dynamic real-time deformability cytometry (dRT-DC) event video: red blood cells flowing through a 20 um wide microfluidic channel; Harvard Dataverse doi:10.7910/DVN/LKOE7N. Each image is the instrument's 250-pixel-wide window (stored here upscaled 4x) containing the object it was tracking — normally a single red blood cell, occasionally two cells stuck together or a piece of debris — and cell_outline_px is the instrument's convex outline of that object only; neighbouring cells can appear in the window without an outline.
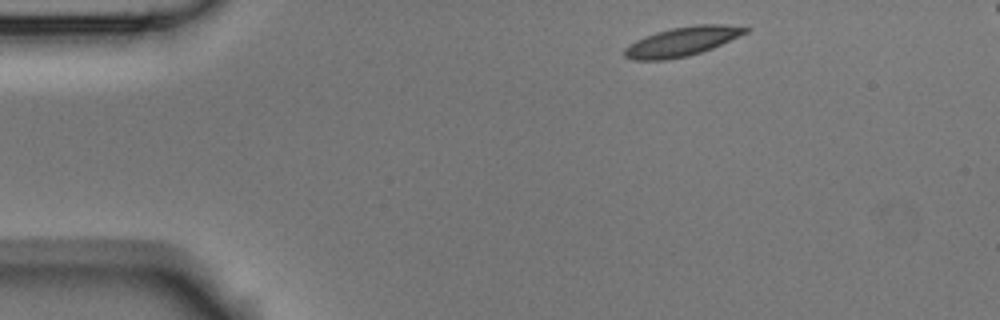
{"species": "Egyptian fruit bat (a non-hibernating species)", "species_latin": "Rousettus aegyptiacus", "temperature_condition": "room temperature", "stored_images_in_passage": 3, "segment_of_instrument_passage": [1, 2], "camera_frame_rate_fps": 3000, "um_per_image_px": 0.085, "animal": {"sex": "male"}, "frame": {"image": 1, "passage_image": 1, "time_ms": 0.0, "image_size_px": [1000, 320], "cell_outline_px": [[752, 28], [748, 32], [712, 48], [700, 52], [684, 56], [664, 60], [632, 60], [624, 56], [624, 48], [628, 44], [644, 36], [656, 32], [672, 28], [696, 24], [720, 24]], "centroid_in_image_um": [57.95, 3.52], "position_along_channel_um": 27.1, "area_um2": 20.4}}